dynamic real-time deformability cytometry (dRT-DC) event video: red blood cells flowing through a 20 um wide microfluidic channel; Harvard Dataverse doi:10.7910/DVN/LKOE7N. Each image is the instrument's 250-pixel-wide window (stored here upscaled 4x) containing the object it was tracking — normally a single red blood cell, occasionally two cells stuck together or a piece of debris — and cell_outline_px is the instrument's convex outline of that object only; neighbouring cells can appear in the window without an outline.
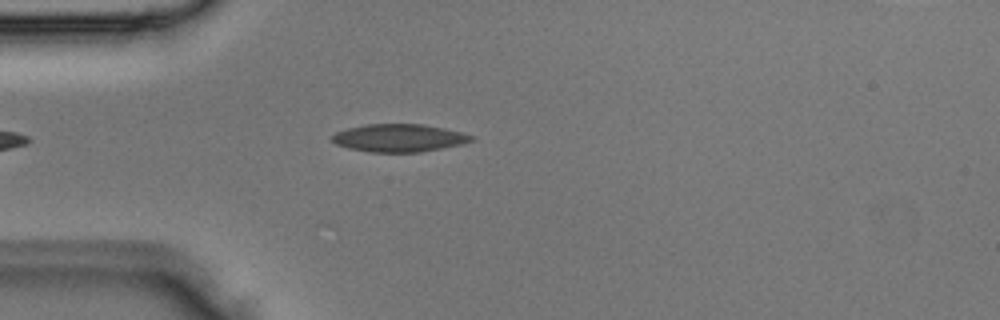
{"species": "Egyptian fruit bat (a non-hibernating species)", "species_latin": "Rousettus aegyptiacus", "temperature_condition": "room temperature", "stored_images_in_passage": 3, "camera_frame_rate_fps": 3000, "um_per_image_px": 0.085, "animal": {"sex": "male"}, "frame": {"image": 1, "passage_image": 3, "time_ms": 0.667, "image_size_px": [1000, 320], "cell_outline_px": [[476, 140], [464, 144], [420, 152], [372, 152], [348, 148], [336, 144], [332, 140], [332, 136], [336, 132], [348, 128], [368, 124], [424, 124], [444, 128], [476, 136]], "centroid_in_image_um": [33.98, 11.72], "position_along_channel_um": 51.0, "area_um2": 22.6}}